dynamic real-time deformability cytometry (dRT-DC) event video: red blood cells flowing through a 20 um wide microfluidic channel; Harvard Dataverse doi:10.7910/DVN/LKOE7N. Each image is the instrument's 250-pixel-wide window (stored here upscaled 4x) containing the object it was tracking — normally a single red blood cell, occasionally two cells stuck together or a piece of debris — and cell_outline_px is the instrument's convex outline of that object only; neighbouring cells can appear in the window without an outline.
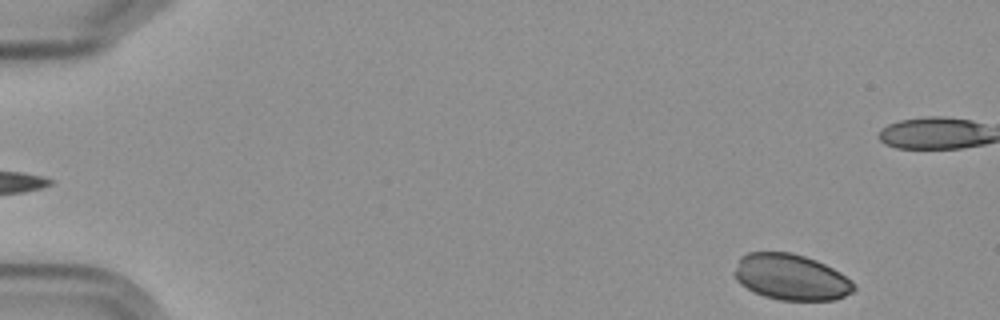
{"species": "Egyptian fruit bat (a non-hibernating species)", "species_latin": "Rousettus aegyptiacus", "temperature_condition": "cold", "stored_images_in_passage": 5, "segment_of_instrument_passage": [2, 2], "camera_frame_rate_fps": 3000, "um_per_image_px": 0.085, "frame": {"image": 1, "passage_image": 5, "time_ms": 5.667, "image_size_px": [1000, 320], "cell_outline_px": [[856, 288], [852, 292], [836, 300], [780, 300], [764, 296], [740, 284], [736, 280], [732, 272], [740, 256], [748, 252], [792, 252], [816, 260], [840, 272], [852, 280], [856, 284]], "centroid_in_image_um": [67.23, 23.55], "position_along_channel_um": 17.8, "area_um2": 32.19}}